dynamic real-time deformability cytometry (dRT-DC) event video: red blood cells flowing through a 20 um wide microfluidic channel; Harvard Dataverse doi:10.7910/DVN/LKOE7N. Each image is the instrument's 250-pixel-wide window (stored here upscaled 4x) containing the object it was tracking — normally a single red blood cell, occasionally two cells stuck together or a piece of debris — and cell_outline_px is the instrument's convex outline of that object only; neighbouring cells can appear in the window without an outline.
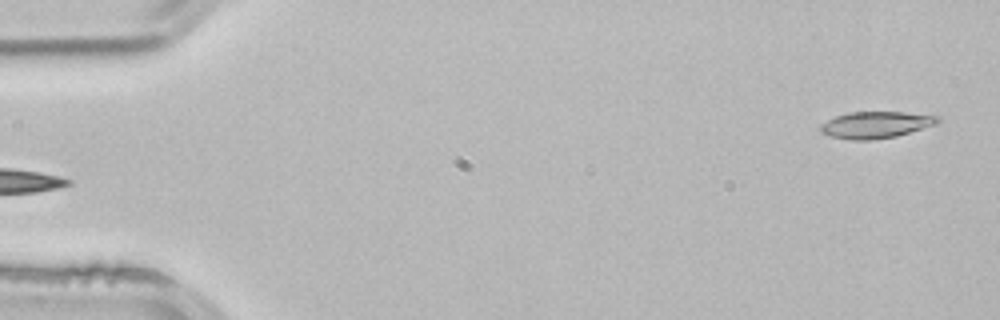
{"species": "common noctule bat (a hibernating species)", "species_latin": "Nyctalus noctula", "temperature_condition": "room temperature", "stored_images_in_passage": 3, "camera_frame_rate_fps": 3000, "um_per_image_px": 0.085, "animal": {"sex": "male", "body_mass_g": 21.5, "forearm_length_mm": 52.0}, "frame": {"image": 1, "passage_image": 3, "time_ms": 0.667, "image_size_px": [1000, 320], "cell_outline_px": [[940, 120], [936, 124], [896, 136], [872, 140], [852, 140], [832, 136], [820, 132], [820, 124], [836, 116], [848, 112], [904, 112], [940, 116]], "centroid_in_image_um": [74.44, 10.6], "position_along_channel_um": 10.6, "area_um2": 18.09}}